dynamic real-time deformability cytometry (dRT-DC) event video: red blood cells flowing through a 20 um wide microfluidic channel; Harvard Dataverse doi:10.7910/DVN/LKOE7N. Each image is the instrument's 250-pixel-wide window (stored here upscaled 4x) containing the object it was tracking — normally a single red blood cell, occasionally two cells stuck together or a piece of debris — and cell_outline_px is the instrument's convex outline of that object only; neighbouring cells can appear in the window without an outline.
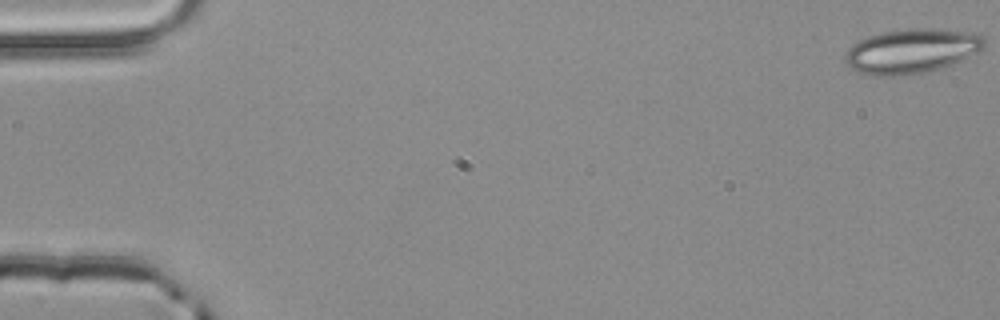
{"species": "common noctule bat (a hibernating species)", "species_latin": "Nyctalus noctula", "temperature_condition": "room temperature", "stored_images_in_passage": 4, "camera_frame_rate_fps": 3000, "um_per_image_px": 0.085, "animal": {"sex": "male", "body_mass_g": 20.4}, "frame": {"image": 1, "passage_image": 1, "time_ms": 0.0, "image_size_px": [1000, 320], "cell_outline_px": [[984, 48], [960, 60], [940, 68], [924, 72], [900, 76], [876, 76], [860, 72], [852, 68], [844, 60], [844, 56], [848, 48], [852, 44], [868, 36], [884, 32], [908, 28], [928, 28], [980, 32], [984, 36]], "centroid_in_image_um": [77.49, 4.32], "position_along_channel_um": 7.5, "area_um2": 36.13}}